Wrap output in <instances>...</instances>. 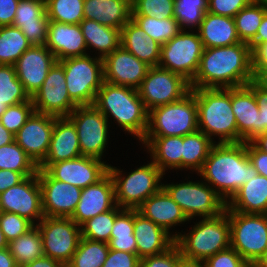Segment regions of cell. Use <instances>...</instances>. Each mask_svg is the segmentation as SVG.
<instances>
[{
    "label": "cell",
    "mask_w": 267,
    "mask_h": 267,
    "mask_svg": "<svg viewBox=\"0 0 267 267\" xmlns=\"http://www.w3.org/2000/svg\"><path fill=\"white\" fill-rule=\"evenodd\" d=\"M256 79L250 45L204 48L191 88H236Z\"/></svg>",
    "instance_id": "1"
},
{
    "label": "cell",
    "mask_w": 267,
    "mask_h": 267,
    "mask_svg": "<svg viewBox=\"0 0 267 267\" xmlns=\"http://www.w3.org/2000/svg\"><path fill=\"white\" fill-rule=\"evenodd\" d=\"M198 173L215 187L226 203L227 198L231 199L244 183L258 174L250 163L246 142L215 143Z\"/></svg>",
    "instance_id": "2"
},
{
    "label": "cell",
    "mask_w": 267,
    "mask_h": 267,
    "mask_svg": "<svg viewBox=\"0 0 267 267\" xmlns=\"http://www.w3.org/2000/svg\"><path fill=\"white\" fill-rule=\"evenodd\" d=\"M94 105L107 118L108 114L128 133L143 140L148 128V115L138 89L106 81L97 92Z\"/></svg>",
    "instance_id": "3"
},
{
    "label": "cell",
    "mask_w": 267,
    "mask_h": 267,
    "mask_svg": "<svg viewBox=\"0 0 267 267\" xmlns=\"http://www.w3.org/2000/svg\"><path fill=\"white\" fill-rule=\"evenodd\" d=\"M198 108V130L218 143H238V127L231 105V88H191Z\"/></svg>",
    "instance_id": "4"
},
{
    "label": "cell",
    "mask_w": 267,
    "mask_h": 267,
    "mask_svg": "<svg viewBox=\"0 0 267 267\" xmlns=\"http://www.w3.org/2000/svg\"><path fill=\"white\" fill-rule=\"evenodd\" d=\"M188 235L174 234L183 259L205 261L230 247V223L227 211L215 218H205Z\"/></svg>",
    "instance_id": "5"
},
{
    "label": "cell",
    "mask_w": 267,
    "mask_h": 267,
    "mask_svg": "<svg viewBox=\"0 0 267 267\" xmlns=\"http://www.w3.org/2000/svg\"><path fill=\"white\" fill-rule=\"evenodd\" d=\"M198 130L196 96L191 90L178 101L149 111L145 136H185Z\"/></svg>",
    "instance_id": "6"
},
{
    "label": "cell",
    "mask_w": 267,
    "mask_h": 267,
    "mask_svg": "<svg viewBox=\"0 0 267 267\" xmlns=\"http://www.w3.org/2000/svg\"><path fill=\"white\" fill-rule=\"evenodd\" d=\"M230 223V246L255 266L267 250V214L240 213L226 207Z\"/></svg>",
    "instance_id": "7"
},
{
    "label": "cell",
    "mask_w": 267,
    "mask_h": 267,
    "mask_svg": "<svg viewBox=\"0 0 267 267\" xmlns=\"http://www.w3.org/2000/svg\"><path fill=\"white\" fill-rule=\"evenodd\" d=\"M64 69L70 98L78 105H94L104 82L103 59L99 56L70 57L59 61Z\"/></svg>",
    "instance_id": "8"
},
{
    "label": "cell",
    "mask_w": 267,
    "mask_h": 267,
    "mask_svg": "<svg viewBox=\"0 0 267 267\" xmlns=\"http://www.w3.org/2000/svg\"><path fill=\"white\" fill-rule=\"evenodd\" d=\"M108 172L114 182L115 200L120 209H137L162 188L159 182L164 174L153 162L137 168L127 177H122V171L110 165Z\"/></svg>",
    "instance_id": "9"
},
{
    "label": "cell",
    "mask_w": 267,
    "mask_h": 267,
    "mask_svg": "<svg viewBox=\"0 0 267 267\" xmlns=\"http://www.w3.org/2000/svg\"><path fill=\"white\" fill-rule=\"evenodd\" d=\"M205 182H187L166 184L162 188L179 205L185 216L190 220L194 216L215 218L226 211L225 200Z\"/></svg>",
    "instance_id": "10"
},
{
    "label": "cell",
    "mask_w": 267,
    "mask_h": 267,
    "mask_svg": "<svg viewBox=\"0 0 267 267\" xmlns=\"http://www.w3.org/2000/svg\"><path fill=\"white\" fill-rule=\"evenodd\" d=\"M39 221L44 255L66 266L78 248L81 227L71 218L44 216Z\"/></svg>",
    "instance_id": "11"
},
{
    "label": "cell",
    "mask_w": 267,
    "mask_h": 267,
    "mask_svg": "<svg viewBox=\"0 0 267 267\" xmlns=\"http://www.w3.org/2000/svg\"><path fill=\"white\" fill-rule=\"evenodd\" d=\"M203 49L198 33L181 30L170 41L161 45L158 66L181 75L191 83L198 70Z\"/></svg>",
    "instance_id": "12"
},
{
    "label": "cell",
    "mask_w": 267,
    "mask_h": 267,
    "mask_svg": "<svg viewBox=\"0 0 267 267\" xmlns=\"http://www.w3.org/2000/svg\"><path fill=\"white\" fill-rule=\"evenodd\" d=\"M190 91L189 81L159 66L148 69L138 88L139 96L148 112L156 107L178 101Z\"/></svg>",
    "instance_id": "13"
},
{
    "label": "cell",
    "mask_w": 267,
    "mask_h": 267,
    "mask_svg": "<svg viewBox=\"0 0 267 267\" xmlns=\"http://www.w3.org/2000/svg\"><path fill=\"white\" fill-rule=\"evenodd\" d=\"M68 118L75 125L82 156L101 160L108 139L107 118L95 105L77 106Z\"/></svg>",
    "instance_id": "14"
},
{
    "label": "cell",
    "mask_w": 267,
    "mask_h": 267,
    "mask_svg": "<svg viewBox=\"0 0 267 267\" xmlns=\"http://www.w3.org/2000/svg\"><path fill=\"white\" fill-rule=\"evenodd\" d=\"M65 81L63 66L56 61L41 88L31 97L35 112L68 117L78 105L70 98Z\"/></svg>",
    "instance_id": "15"
},
{
    "label": "cell",
    "mask_w": 267,
    "mask_h": 267,
    "mask_svg": "<svg viewBox=\"0 0 267 267\" xmlns=\"http://www.w3.org/2000/svg\"><path fill=\"white\" fill-rule=\"evenodd\" d=\"M0 205L2 211L18 214L35 225L37 218L41 220L44 217L38 174L26 177L19 184L2 192Z\"/></svg>",
    "instance_id": "16"
},
{
    "label": "cell",
    "mask_w": 267,
    "mask_h": 267,
    "mask_svg": "<svg viewBox=\"0 0 267 267\" xmlns=\"http://www.w3.org/2000/svg\"><path fill=\"white\" fill-rule=\"evenodd\" d=\"M44 216L71 218L79 203L82 189L53 179L45 170L38 169Z\"/></svg>",
    "instance_id": "17"
},
{
    "label": "cell",
    "mask_w": 267,
    "mask_h": 267,
    "mask_svg": "<svg viewBox=\"0 0 267 267\" xmlns=\"http://www.w3.org/2000/svg\"><path fill=\"white\" fill-rule=\"evenodd\" d=\"M55 118V116L34 111L15 134L16 143L37 166L45 160L49 151Z\"/></svg>",
    "instance_id": "18"
},
{
    "label": "cell",
    "mask_w": 267,
    "mask_h": 267,
    "mask_svg": "<svg viewBox=\"0 0 267 267\" xmlns=\"http://www.w3.org/2000/svg\"><path fill=\"white\" fill-rule=\"evenodd\" d=\"M108 164L100 159L80 156L49 165L45 171L53 178L81 189L97 183L108 173Z\"/></svg>",
    "instance_id": "19"
},
{
    "label": "cell",
    "mask_w": 267,
    "mask_h": 267,
    "mask_svg": "<svg viewBox=\"0 0 267 267\" xmlns=\"http://www.w3.org/2000/svg\"><path fill=\"white\" fill-rule=\"evenodd\" d=\"M150 68L122 46L103 58L104 81L138 89Z\"/></svg>",
    "instance_id": "20"
},
{
    "label": "cell",
    "mask_w": 267,
    "mask_h": 267,
    "mask_svg": "<svg viewBox=\"0 0 267 267\" xmlns=\"http://www.w3.org/2000/svg\"><path fill=\"white\" fill-rule=\"evenodd\" d=\"M56 61L55 55L45 45H31L16 61L17 78L30 97L41 88Z\"/></svg>",
    "instance_id": "21"
},
{
    "label": "cell",
    "mask_w": 267,
    "mask_h": 267,
    "mask_svg": "<svg viewBox=\"0 0 267 267\" xmlns=\"http://www.w3.org/2000/svg\"><path fill=\"white\" fill-rule=\"evenodd\" d=\"M116 206L114 182L108 172L97 183L82 189L79 203L71 219L81 226L92 217Z\"/></svg>",
    "instance_id": "22"
},
{
    "label": "cell",
    "mask_w": 267,
    "mask_h": 267,
    "mask_svg": "<svg viewBox=\"0 0 267 267\" xmlns=\"http://www.w3.org/2000/svg\"><path fill=\"white\" fill-rule=\"evenodd\" d=\"M231 105L238 127V143L259 135V109L254 92L246 85L231 88Z\"/></svg>",
    "instance_id": "23"
},
{
    "label": "cell",
    "mask_w": 267,
    "mask_h": 267,
    "mask_svg": "<svg viewBox=\"0 0 267 267\" xmlns=\"http://www.w3.org/2000/svg\"><path fill=\"white\" fill-rule=\"evenodd\" d=\"M48 24L45 0H19L13 26L19 28L32 45H45Z\"/></svg>",
    "instance_id": "24"
},
{
    "label": "cell",
    "mask_w": 267,
    "mask_h": 267,
    "mask_svg": "<svg viewBox=\"0 0 267 267\" xmlns=\"http://www.w3.org/2000/svg\"><path fill=\"white\" fill-rule=\"evenodd\" d=\"M45 46L55 55L57 61L87 55V46L79 24L49 21Z\"/></svg>",
    "instance_id": "25"
},
{
    "label": "cell",
    "mask_w": 267,
    "mask_h": 267,
    "mask_svg": "<svg viewBox=\"0 0 267 267\" xmlns=\"http://www.w3.org/2000/svg\"><path fill=\"white\" fill-rule=\"evenodd\" d=\"M82 156L75 125L68 117L55 118L49 151L38 166L45 170L52 163L71 160Z\"/></svg>",
    "instance_id": "26"
},
{
    "label": "cell",
    "mask_w": 267,
    "mask_h": 267,
    "mask_svg": "<svg viewBox=\"0 0 267 267\" xmlns=\"http://www.w3.org/2000/svg\"><path fill=\"white\" fill-rule=\"evenodd\" d=\"M133 233L136 238L137 256L140 259L160 254L175 243L173 236L152 220L143 217L137 209H134Z\"/></svg>",
    "instance_id": "27"
},
{
    "label": "cell",
    "mask_w": 267,
    "mask_h": 267,
    "mask_svg": "<svg viewBox=\"0 0 267 267\" xmlns=\"http://www.w3.org/2000/svg\"><path fill=\"white\" fill-rule=\"evenodd\" d=\"M146 219L164 228L168 233L174 225L188 221L179 205L161 188L157 193L150 196L138 208Z\"/></svg>",
    "instance_id": "28"
},
{
    "label": "cell",
    "mask_w": 267,
    "mask_h": 267,
    "mask_svg": "<svg viewBox=\"0 0 267 267\" xmlns=\"http://www.w3.org/2000/svg\"><path fill=\"white\" fill-rule=\"evenodd\" d=\"M84 19L122 29L132 18L131 0H84Z\"/></svg>",
    "instance_id": "29"
},
{
    "label": "cell",
    "mask_w": 267,
    "mask_h": 267,
    "mask_svg": "<svg viewBox=\"0 0 267 267\" xmlns=\"http://www.w3.org/2000/svg\"><path fill=\"white\" fill-rule=\"evenodd\" d=\"M227 208L240 213L267 214V177L257 174L244 183L227 201Z\"/></svg>",
    "instance_id": "30"
},
{
    "label": "cell",
    "mask_w": 267,
    "mask_h": 267,
    "mask_svg": "<svg viewBox=\"0 0 267 267\" xmlns=\"http://www.w3.org/2000/svg\"><path fill=\"white\" fill-rule=\"evenodd\" d=\"M121 46L150 67L159 65L161 45L132 19L121 29Z\"/></svg>",
    "instance_id": "31"
},
{
    "label": "cell",
    "mask_w": 267,
    "mask_h": 267,
    "mask_svg": "<svg viewBox=\"0 0 267 267\" xmlns=\"http://www.w3.org/2000/svg\"><path fill=\"white\" fill-rule=\"evenodd\" d=\"M198 34L204 48L225 47L241 42L234 18L206 12Z\"/></svg>",
    "instance_id": "32"
},
{
    "label": "cell",
    "mask_w": 267,
    "mask_h": 267,
    "mask_svg": "<svg viewBox=\"0 0 267 267\" xmlns=\"http://www.w3.org/2000/svg\"><path fill=\"white\" fill-rule=\"evenodd\" d=\"M151 151L153 163L164 173L166 168L182 169L181 136H144L141 141Z\"/></svg>",
    "instance_id": "33"
},
{
    "label": "cell",
    "mask_w": 267,
    "mask_h": 267,
    "mask_svg": "<svg viewBox=\"0 0 267 267\" xmlns=\"http://www.w3.org/2000/svg\"><path fill=\"white\" fill-rule=\"evenodd\" d=\"M87 48L100 51V58L121 46V29L104 26L95 20L83 19L79 23Z\"/></svg>",
    "instance_id": "34"
},
{
    "label": "cell",
    "mask_w": 267,
    "mask_h": 267,
    "mask_svg": "<svg viewBox=\"0 0 267 267\" xmlns=\"http://www.w3.org/2000/svg\"><path fill=\"white\" fill-rule=\"evenodd\" d=\"M214 144L215 142L200 130L183 136L182 168L199 172Z\"/></svg>",
    "instance_id": "35"
},
{
    "label": "cell",
    "mask_w": 267,
    "mask_h": 267,
    "mask_svg": "<svg viewBox=\"0 0 267 267\" xmlns=\"http://www.w3.org/2000/svg\"><path fill=\"white\" fill-rule=\"evenodd\" d=\"M134 209H123L116 217L112 227L109 249L137 254L134 236Z\"/></svg>",
    "instance_id": "36"
},
{
    "label": "cell",
    "mask_w": 267,
    "mask_h": 267,
    "mask_svg": "<svg viewBox=\"0 0 267 267\" xmlns=\"http://www.w3.org/2000/svg\"><path fill=\"white\" fill-rule=\"evenodd\" d=\"M12 65H0V118L8 106L30 101Z\"/></svg>",
    "instance_id": "37"
},
{
    "label": "cell",
    "mask_w": 267,
    "mask_h": 267,
    "mask_svg": "<svg viewBox=\"0 0 267 267\" xmlns=\"http://www.w3.org/2000/svg\"><path fill=\"white\" fill-rule=\"evenodd\" d=\"M8 249L21 266L44 256L42 237L39 228L34 225L25 234L8 243Z\"/></svg>",
    "instance_id": "38"
},
{
    "label": "cell",
    "mask_w": 267,
    "mask_h": 267,
    "mask_svg": "<svg viewBox=\"0 0 267 267\" xmlns=\"http://www.w3.org/2000/svg\"><path fill=\"white\" fill-rule=\"evenodd\" d=\"M23 32L13 25L0 26V65H12L31 46Z\"/></svg>",
    "instance_id": "39"
},
{
    "label": "cell",
    "mask_w": 267,
    "mask_h": 267,
    "mask_svg": "<svg viewBox=\"0 0 267 267\" xmlns=\"http://www.w3.org/2000/svg\"><path fill=\"white\" fill-rule=\"evenodd\" d=\"M267 12V2H250L235 16V25L241 42L250 43L256 36L264 14Z\"/></svg>",
    "instance_id": "40"
},
{
    "label": "cell",
    "mask_w": 267,
    "mask_h": 267,
    "mask_svg": "<svg viewBox=\"0 0 267 267\" xmlns=\"http://www.w3.org/2000/svg\"><path fill=\"white\" fill-rule=\"evenodd\" d=\"M109 250L106 242L81 237L76 252L65 267H102Z\"/></svg>",
    "instance_id": "41"
},
{
    "label": "cell",
    "mask_w": 267,
    "mask_h": 267,
    "mask_svg": "<svg viewBox=\"0 0 267 267\" xmlns=\"http://www.w3.org/2000/svg\"><path fill=\"white\" fill-rule=\"evenodd\" d=\"M13 170L25 178L35 175L39 167L16 141L0 147V170Z\"/></svg>",
    "instance_id": "42"
},
{
    "label": "cell",
    "mask_w": 267,
    "mask_h": 267,
    "mask_svg": "<svg viewBox=\"0 0 267 267\" xmlns=\"http://www.w3.org/2000/svg\"><path fill=\"white\" fill-rule=\"evenodd\" d=\"M131 19L160 45H164L181 31L174 17L160 20L149 16H132Z\"/></svg>",
    "instance_id": "43"
},
{
    "label": "cell",
    "mask_w": 267,
    "mask_h": 267,
    "mask_svg": "<svg viewBox=\"0 0 267 267\" xmlns=\"http://www.w3.org/2000/svg\"><path fill=\"white\" fill-rule=\"evenodd\" d=\"M49 21L79 24L84 19V0H45Z\"/></svg>",
    "instance_id": "44"
},
{
    "label": "cell",
    "mask_w": 267,
    "mask_h": 267,
    "mask_svg": "<svg viewBox=\"0 0 267 267\" xmlns=\"http://www.w3.org/2000/svg\"><path fill=\"white\" fill-rule=\"evenodd\" d=\"M117 205L115 208L92 217L84 222L81 227V237L94 241H102L108 243L112 227L115 222V217L123 210L119 209Z\"/></svg>",
    "instance_id": "45"
},
{
    "label": "cell",
    "mask_w": 267,
    "mask_h": 267,
    "mask_svg": "<svg viewBox=\"0 0 267 267\" xmlns=\"http://www.w3.org/2000/svg\"><path fill=\"white\" fill-rule=\"evenodd\" d=\"M208 3V0H174V18L178 22L180 30H184L186 26L189 28L197 26L199 29L204 15L208 11Z\"/></svg>",
    "instance_id": "46"
},
{
    "label": "cell",
    "mask_w": 267,
    "mask_h": 267,
    "mask_svg": "<svg viewBox=\"0 0 267 267\" xmlns=\"http://www.w3.org/2000/svg\"><path fill=\"white\" fill-rule=\"evenodd\" d=\"M132 16H149L156 19L174 17V0H132Z\"/></svg>",
    "instance_id": "47"
},
{
    "label": "cell",
    "mask_w": 267,
    "mask_h": 267,
    "mask_svg": "<svg viewBox=\"0 0 267 267\" xmlns=\"http://www.w3.org/2000/svg\"><path fill=\"white\" fill-rule=\"evenodd\" d=\"M34 111L33 101L31 99L30 101L8 106L2 114L0 121L8 131L15 135Z\"/></svg>",
    "instance_id": "48"
},
{
    "label": "cell",
    "mask_w": 267,
    "mask_h": 267,
    "mask_svg": "<svg viewBox=\"0 0 267 267\" xmlns=\"http://www.w3.org/2000/svg\"><path fill=\"white\" fill-rule=\"evenodd\" d=\"M34 225L24 217L12 212L2 211L0 216V230L9 243L25 234Z\"/></svg>",
    "instance_id": "49"
},
{
    "label": "cell",
    "mask_w": 267,
    "mask_h": 267,
    "mask_svg": "<svg viewBox=\"0 0 267 267\" xmlns=\"http://www.w3.org/2000/svg\"><path fill=\"white\" fill-rule=\"evenodd\" d=\"M183 259L179 247L174 243L168 250L141 258L140 267H179Z\"/></svg>",
    "instance_id": "50"
},
{
    "label": "cell",
    "mask_w": 267,
    "mask_h": 267,
    "mask_svg": "<svg viewBox=\"0 0 267 267\" xmlns=\"http://www.w3.org/2000/svg\"><path fill=\"white\" fill-rule=\"evenodd\" d=\"M206 267H252L231 246L204 261Z\"/></svg>",
    "instance_id": "51"
},
{
    "label": "cell",
    "mask_w": 267,
    "mask_h": 267,
    "mask_svg": "<svg viewBox=\"0 0 267 267\" xmlns=\"http://www.w3.org/2000/svg\"><path fill=\"white\" fill-rule=\"evenodd\" d=\"M247 86L254 92L259 109V134L267 131V83L262 78L250 81Z\"/></svg>",
    "instance_id": "52"
},
{
    "label": "cell",
    "mask_w": 267,
    "mask_h": 267,
    "mask_svg": "<svg viewBox=\"0 0 267 267\" xmlns=\"http://www.w3.org/2000/svg\"><path fill=\"white\" fill-rule=\"evenodd\" d=\"M208 11L215 15L234 16L244 7H246L251 0H208Z\"/></svg>",
    "instance_id": "53"
},
{
    "label": "cell",
    "mask_w": 267,
    "mask_h": 267,
    "mask_svg": "<svg viewBox=\"0 0 267 267\" xmlns=\"http://www.w3.org/2000/svg\"><path fill=\"white\" fill-rule=\"evenodd\" d=\"M141 259L137 254L110 249L102 267H140Z\"/></svg>",
    "instance_id": "54"
},
{
    "label": "cell",
    "mask_w": 267,
    "mask_h": 267,
    "mask_svg": "<svg viewBox=\"0 0 267 267\" xmlns=\"http://www.w3.org/2000/svg\"><path fill=\"white\" fill-rule=\"evenodd\" d=\"M246 152L257 173L267 177V153L259 150L252 142H246Z\"/></svg>",
    "instance_id": "55"
},
{
    "label": "cell",
    "mask_w": 267,
    "mask_h": 267,
    "mask_svg": "<svg viewBox=\"0 0 267 267\" xmlns=\"http://www.w3.org/2000/svg\"><path fill=\"white\" fill-rule=\"evenodd\" d=\"M252 69L256 78H262L267 74V43L259 45L252 52Z\"/></svg>",
    "instance_id": "56"
},
{
    "label": "cell",
    "mask_w": 267,
    "mask_h": 267,
    "mask_svg": "<svg viewBox=\"0 0 267 267\" xmlns=\"http://www.w3.org/2000/svg\"><path fill=\"white\" fill-rule=\"evenodd\" d=\"M19 0H0V26L13 25Z\"/></svg>",
    "instance_id": "57"
},
{
    "label": "cell",
    "mask_w": 267,
    "mask_h": 267,
    "mask_svg": "<svg viewBox=\"0 0 267 267\" xmlns=\"http://www.w3.org/2000/svg\"><path fill=\"white\" fill-rule=\"evenodd\" d=\"M25 177L13 170H0V194L12 186H15L22 182Z\"/></svg>",
    "instance_id": "58"
},
{
    "label": "cell",
    "mask_w": 267,
    "mask_h": 267,
    "mask_svg": "<svg viewBox=\"0 0 267 267\" xmlns=\"http://www.w3.org/2000/svg\"><path fill=\"white\" fill-rule=\"evenodd\" d=\"M264 43H267V12L262 18L255 38L249 43L251 51L253 52L259 45Z\"/></svg>",
    "instance_id": "59"
},
{
    "label": "cell",
    "mask_w": 267,
    "mask_h": 267,
    "mask_svg": "<svg viewBox=\"0 0 267 267\" xmlns=\"http://www.w3.org/2000/svg\"><path fill=\"white\" fill-rule=\"evenodd\" d=\"M19 267H65L62 263L47 256H42L33 262L23 264Z\"/></svg>",
    "instance_id": "60"
},
{
    "label": "cell",
    "mask_w": 267,
    "mask_h": 267,
    "mask_svg": "<svg viewBox=\"0 0 267 267\" xmlns=\"http://www.w3.org/2000/svg\"><path fill=\"white\" fill-rule=\"evenodd\" d=\"M0 267H19L8 247L0 250Z\"/></svg>",
    "instance_id": "61"
},
{
    "label": "cell",
    "mask_w": 267,
    "mask_h": 267,
    "mask_svg": "<svg viewBox=\"0 0 267 267\" xmlns=\"http://www.w3.org/2000/svg\"><path fill=\"white\" fill-rule=\"evenodd\" d=\"M15 141V135L8 131L0 121V147Z\"/></svg>",
    "instance_id": "62"
},
{
    "label": "cell",
    "mask_w": 267,
    "mask_h": 267,
    "mask_svg": "<svg viewBox=\"0 0 267 267\" xmlns=\"http://www.w3.org/2000/svg\"><path fill=\"white\" fill-rule=\"evenodd\" d=\"M259 150L267 153V131L259 134L256 138L251 141Z\"/></svg>",
    "instance_id": "63"
},
{
    "label": "cell",
    "mask_w": 267,
    "mask_h": 267,
    "mask_svg": "<svg viewBox=\"0 0 267 267\" xmlns=\"http://www.w3.org/2000/svg\"><path fill=\"white\" fill-rule=\"evenodd\" d=\"M179 267H206L204 261H191L182 259Z\"/></svg>",
    "instance_id": "64"
},
{
    "label": "cell",
    "mask_w": 267,
    "mask_h": 267,
    "mask_svg": "<svg viewBox=\"0 0 267 267\" xmlns=\"http://www.w3.org/2000/svg\"><path fill=\"white\" fill-rule=\"evenodd\" d=\"M255 267H267V250L264 256L259 260Z\"/></svg>",
    "instance_id": "65"
},
{
    "label": "cell",
    "mask_w": 267,
    "mask_h": 267,
    "mask_svg": "<svg viewBox=\"0 0 267 267\" xmlns=\"http://www.w3.org/2000/svg\"><path fill=\"white\" fill-rule=\"evenodd\" d=\"M7 247H8V242L6 241L3 232L0 230V250Z\"/></svg>",
    "instance_id": "66"
},
{
    "label": "cell",
    "mask_w": 267,
    "mask_h": 267,
    "mask_svg": "<svg viewBox=\"0 0 267 267\" xmlns=\"http://www.w3.org/2000/svg\"><path fill=\"white\" fill-rule=\"evenodd\" d=\"M251 1H255V2H267V0H251Z\"/></svg>",
    "instance_id": "67"
},
{
    "label": "cell",
    "mask_w": 267,
    "mask_h": 267,
    "mask_svg": "<svg viewBox=\"0 0 267 267\" xmlns=\"http://www.w3.org/2000/svg\"><path fill=\"white\" fill-rule=\"evenodd\" d=\"M262 79L267 83V74Z\"/></svg>",
    "instance_id": "68"
}]
</instances>
